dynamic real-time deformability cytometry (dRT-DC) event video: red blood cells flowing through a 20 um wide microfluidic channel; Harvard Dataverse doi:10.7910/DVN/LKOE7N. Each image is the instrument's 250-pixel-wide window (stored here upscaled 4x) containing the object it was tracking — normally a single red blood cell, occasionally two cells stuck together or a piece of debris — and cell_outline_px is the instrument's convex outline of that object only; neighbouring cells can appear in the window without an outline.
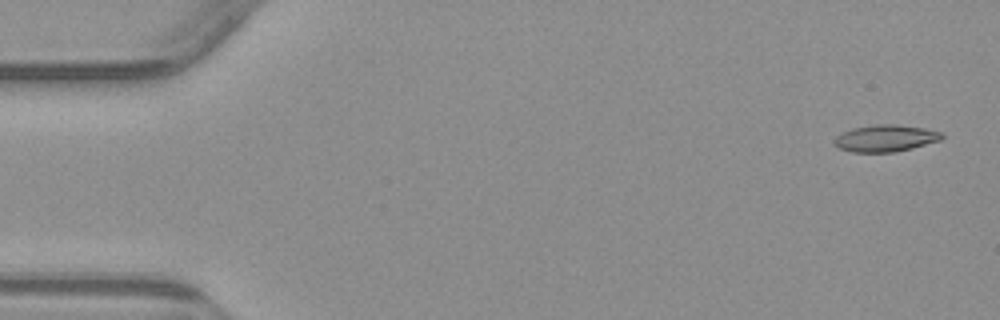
{"species": "common noctule bat (a hibernating species)", "species_latin": "Nyctalus noctula", "temperature_condition": "warm", "stored_images_in_passage": 5, "camera_frame_rate_fps": 3000, "um_per_image_px": 0.085, "animal": {"sex": "male", "body_mass_g": 23.1, "forearm_length_mm": 52.7}, "frame": {"image": 1, "passage_image": 1, "time_ms": 0.0, "image_size_px": [1000, 320], "cell_outline_px": [[944, 136], [940, 140], [912, 148], [896, 152], [852, 152], [840, 148], [832, 144], [832, 140], [836, 136], [852, 128], [872, 124], [896, 124], [924, 128], [940, 132]], "centroid_in_image_um": [75.22, 11.75], "position_along_channel_um": 9.8, "area_um2": 16.88}}
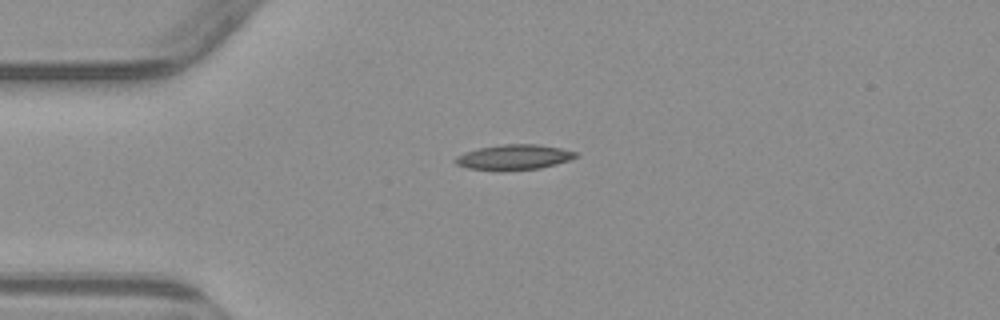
{"frame": {"image": 2, "passage_image": 4, "time_ms": 3.667, "image_size_px": [1000, 320], "cell_outline_px": [[580, 156], [556, 164], [540, 168], [468, 168], [456, 164], [452, 160], [456, 156], [464, 152], [476, 148], [504, 144], [536, 144], [560, 148], [576, 152]], "centroid_in_image_um": [43.68, 13.31], "position_along_channel_um": 41.3, "area_um2": 16.99}}